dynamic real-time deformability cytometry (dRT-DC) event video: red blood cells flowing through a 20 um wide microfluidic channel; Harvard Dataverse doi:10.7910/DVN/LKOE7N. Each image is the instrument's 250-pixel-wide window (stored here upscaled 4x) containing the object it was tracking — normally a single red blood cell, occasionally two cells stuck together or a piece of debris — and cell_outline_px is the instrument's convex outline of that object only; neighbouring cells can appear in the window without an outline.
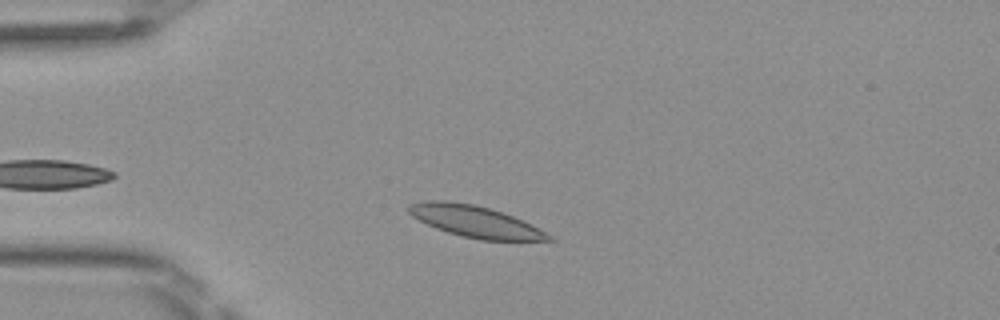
{"species": "Egyptian fruit bat (a non-hibernating species)", "species_latin": "Rousettus aegyptiacus", "temperature_condition": "room temperature", "stored_images_in_passage": 35, "camera_frame_rate_fps": 3000, "um_per_image_px": 0.085, "frame": {"image": 1, "passage_image": 1, "time_ms": 0.0, "image_size_px": [1000, 320], "cell_outline_px": [[556, 240], [480, 240], [448, 232], [436, 228], [412, 216], [408, 212], [408, 204], [428, 200], [448, 200], [476, 204], [512, 216], [552, 236]], "centroid_in_image_um": [40.32, 18.81], "position_along_channel_um": 44.7, "area_um2": 25.2}}
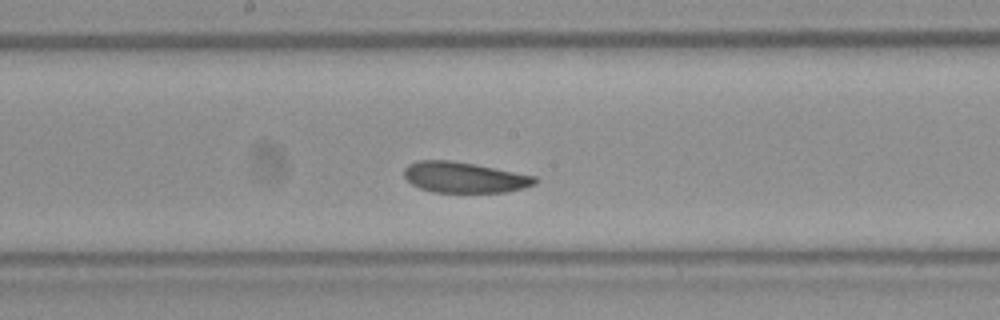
{"frame": {"image": 2, "passage_image": 15, "time_ms": 4.667, "image_size_px": [1000, 320], "cell_outline_px": [[536, 184], [524, 188], [504, 192], [432, 192], [420, 188], [412, 184], [404, 176], [404, 168], [408, 164], [416, 160], [452, 160], [536, 176]], "centroid_in_image_um": [39.43, 15.07], "position_along_channel_um": 208.8, "area_um2": 23.35}}
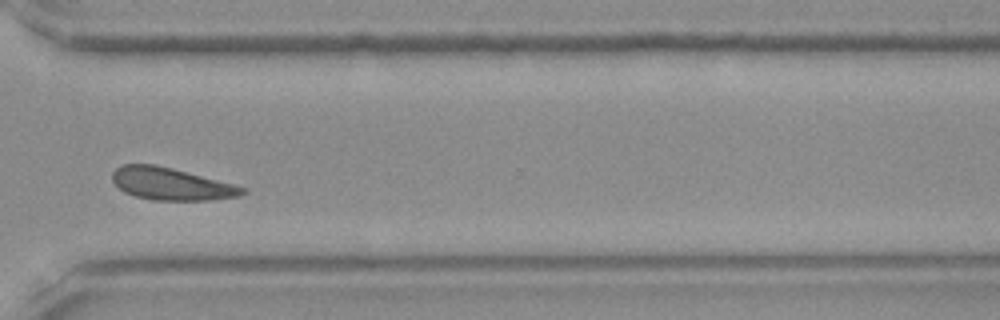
{"frame": {"image": 3, "passage_image": 26, "time_ms": 8.333, "image_size_px": [1000, 320], "cell_outline_px": [[248, 192], [240, 196], [212, 200], [156, 200], [136, 196], [124, 192], [112, 180], [112, 172], [120, 164], [156, 164], [236, 184], [248, 188]], "centroid_in_image_um": [14.6, 15.63], "position_along_channel_um": 356.0, "area_um2": 24.68}, "authors_computed_cell_mechanics": {"area_um2": 24.1026, "velocity_mm_per_s": 4.0182, "shape_relaxation_time_tau1_ms": 2.0998, "shape_relaxation_time_tau2_ms": 4.3636, "deformation_change_tau1": 0.0849, "deformation_change_tau2": 0.0808}}